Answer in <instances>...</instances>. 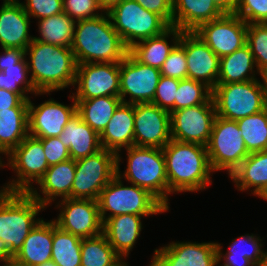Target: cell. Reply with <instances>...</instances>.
Returning <instances> with one entry per match:
<instances>
[{"label":"cell","mask_w":267,"mask_h":266,"mask_svg":"<svg viewBox=\"0 0 267 266\" xmlns=\"http://www.w3.org/2000/svg\"><path fill=\"white\" fill-rule=\"evenodd\" d=\"M114 266H129L124 258H121Z\"/></svg>","instance_id":"obj_54"},{"label":"cell","mask_w":267,"mask_h":266,"mask_svg":"<svg viewBox=\"0 0 267 266\" xmlns=\"http://www.w3.org/2000/svg\"><path fill=\"white\" fill-rule=\"evenodd\" d=\"M75 170L76 162L73 159L49 166L37 183L39 188L33 187L29 194L45 208L56 201L57 197H60L59 200L70 198Z\"/></svg>","instance_id":"obj_21"},{"label":"cell","mask_w":267,"mask_h":266,"mask_svg":"<svg viewBox=\"0 0 267 266\" xmlns=\"http://www.w3.org/2000/svg\"><path fill=\"white\" fill-rule=\"evenodd\" d=\"M59 138L69 149L73 160L93 155L102 149L100 135L84 122L78 113L68 121Z\"/></svg>","instance_id":"obj_27"},{"label":"cell","mask_w":267,"mask_h":266,"mask_svg":"<svg viewBox=\"0 0 267 266\" xmlns=\"http://www.w3.org/2000/svg\"><path fill=\"white\" fill-rule=\"evenodd\" d=\"M234 14L247 24L267 23V0H238Z\"/></svg>","instance_id":"obj_43"},{"label":"cell","mask_w":267,"mask_h":266,"mask_svg":"<svg viewBox=\"0 0 267 266\" xmlns=\"http://www.w3.org/2000/svg\"><path fill=\"white\" fill-rule=\"evenodd\" d=\"M3 3L18 4L21 3L20 0H3Z\"/></svg>","instance_id":"obj_58"},{"label":"cell","mask_w":267,"mask_h":266,"mask_svg":"<svg viewBox=\"0 0 267 266\" xmlns=\"http://www.w3.org/2000/svg\"><path fill=\"white\" fill-rule=\"evenodd\" d=\"M0 53V71H4L10 66H15L25 57V50L17 48H2Z\"/></svg>","instance_id":"obj_49"},{"label":"cell","mask_w":267,"mask_h":266,"mask_svg":"<svg viewBox=\"0 0 267 266\" xmlns=\"http://www.w3.org/2000/svg\"><path fill=\"white\" fill-rule=\"evenodd\" d=\"M184 31L170 26L161 35L135 43L129 53L140 63L160 69L170 52L179 43ZM171 38V43L167 40Z\"/></svg>","instance_id":"obj_28"},{"label":"cell","mask_w":267,"mask_h":266,"mask_svg":"<svg viewBox=\"0 0 267 266\" xmlns=\"http://www.w3.org/2000/svg\"><path fill=\"white\" fill-rule=\"evenodd\" d=\"M28 135V107H14L0 112V150L6 155Z\"/></svg>","instance_id":"obj_32"},{"label":"cell","mask_w":267,"mask_h":266,"mask_svg":"<svg viewBox=\"0 0 267 266\" xmlns=\"http://www.w3.org/2000/svg\"><path fill=\"white\" fill-rule=\"evenodd\" d=\"M122 181L116 174L100 192L97 202L102 222L120 214L148 217L169 211L148 190L132 183L124 186Z\"/></svg>","instance_id":"obj_6"},{"label":"cell","mask_w":267,"mask_h":266,"mask_svg":"<svg viewBox=\"0 0 267 266\" xmlns=\"http://www.w3.org/2000/svg\"><path fill=\"white\" fill-rule=\"evenodd\" d=\"M260 77H261V81H262V84H263V88H264V92H265V97H266V102H267V70L263 71L261 74H260Z\"/></svg>","instance_id":"obj_53"},{"label":"cell","mask_w":267,"mask_h":266,"mask_svg":"<svg viewBox=\"0 0 267 266\" xmlns=\"http://www.w3.org/2000/svg\"><path fill=\"white\" fill-rule=\"evenodd\" d=\"M77 113L99 135L111 120L114 111L122 102L117 96H102L89 100H75Z\"/></svg>","instance_id":"obj_33"},{"label":"cell","mask_w":267,"mask_h":266,"mask_svg":"<svg viewBox=\"0 0 267 266\" xmlns=\"http://www.w3.org/2000/svg\"><path fill=\"white\" fill-rule=\"evenodd\" d=\"M212 1L224 14L234 13L238 5V0H212Z\"/></svg>","instance_id":"obj_50"},{"label":"cell","mask_w":267,"mask_h":266,"mask_svg":"<svg viewBox=\"0 0 267 266\" xmlns=\"http://www.w3.org/2000/svg\"><path fill=\"white\" fill-rule=\"evenodd\" d=\"M161 75L178 80L187 79V60L184 48L178 43L160 68Z\"/></svg>","instance_id":"obj_44"},{"label":"cell","mask_w":267,"mask_h":266,"mask_svg":"<svg viewBox=\"0 0 267 266\" xmlns=\"http://www.w3.org/2000/svg\"><path fill=\"white\" fill-rule=\"evenodd\" d=\"M31 17L21 3H3L0 7V44L1 48L26 50L34 39L29 34Z\"/></svg>","instance_id":"obj_23"},{"label":"cell","mask_w":267,"mask_h":266,"mask_svg":"<svg viewBox=\"0 0 267 266\" xmlns=\"http://www.w3.org/2000/svg\"><path fill=\"white\" fill-rule=\"evenodd\" d=\"M82 238L61 230L53 220L51 260L58 266H81Z\"/></svg>","instance_id":"obj_35"},{"label":"cell","mask_w":267,"mask_h":266,"mask_svg":"<svg viewBox=\"0 0 267 266\" xmlns=\"http://www.w3.org/2000/svg\"><path fill=\"white\" fill-rule=\"evenodd\" d=\"M247 44L251 49L257 70H267V23L247 24Z\"/></svg>","instance_id":"obj_40"},{"label":"cell","mask_w":267,"mask_h":266,"mask_svg":"<svg viewBox=\"0 0 267 266\" xmlns=\"http://www.w3.org/2000/svg\"><path fill=\"white\" fill-rule=\"evenodd\" d=\"M29 100H24L18 93L0 89V112L14 107H28Z\"/></svg>","instance_id":"obj_48"},{"label":"cell","mask_w":267,"mask_h":266,"mask_svg":"<svg viewBox=\"0 0 267 266\" xmlns=\"http://www.w3.org/2000/svg\"><path fill=\"white\" fill-rule=\"evenodd\" d=\"M75 23L66 13L39 19L38 32L41 37L35 36L34 40L71 48Z\"/></svg>","instance_id":"obj_34"},{"label":"cell","mask_w":267,"mask_h":266,"mask_svg":"<svg viewBox=\"0 0 267 266\" xmlns=\"http://www.w3.org/2000/svg\"><path fill=\"white\" fill-rule=\"evenodd\" d=\"M53 242V219L43 218L30 231L23 242L22 248L13 260L25 266H38L51 260Z\"/></svg>","instance_id":"obj_25"},{"label":"cell","mask_w":267,"mask_h":266,"mask_svg":"<svg viewBox=\"0 0 267 266\" xmlns=\"http://www.w3.org/2000/svg\"><path fill=\"white\" fill-rule=\"evenodd\" d=\"M97 1L103 12L107 13L117 4H119L122 0H97Z\"/></svg>","instance_id":"obj_52"},{"label":"cell","mask_w":267,"mask_h":266,"mask_svg":"<svg viewBox=\"0 0 267 266\" xmlns=\"http://www.w3.org/2000/svg\"><path fill=\"white\" fill-rule=\"evenodd\" d=\"M2 154V156L4 155L5 157L7 156L2 150H0V155ZM2 156H0V168H4L6 167L4 160L2 159Z\"/></svg>","instance_id":"obj_55"},{"label":"cell","mask_w":267,"mask_h":266,"mask_svg":"<svg viewBox=\"0 0 267 266\" xmlns=\"http://www.w3.org/2000/svg\"><path fill=\"white\" fill-rule=\"evenodd\" d=\"M73 87L75 100L120 97V62L78 64Z\"/></svg>","instance_id":"obj_12"},{"label":"cell","mask_w":267,"mask_h":266,"mask_svg":"<svg viewBox=\"0 0 267 266\" xmlns=\"http://www.w3.org/2000/svg\"><path fill=\"white\" fill-rule=\"evenodd\" d=\"M120 259L103 233L82 238L81 266H114Z\"/></svg>","instance_id":"obj_36"},{"label":"cell","mask_w":267,"mask_h":266,"mask_svg":"<svg viewBox=\"0 0 267 266\" xmlns=\"http://www.w3.org/2000/svg\"><path fill=\"white\" fill-rule=\"evenodd\" d=\"M194 33L219 58L233 53L247 43V23L234 13L202 23Z\"/></svg>","instance_id":"obj_16"},{"label":"cell","mask_w":267,"mask_h":266,"mask_svg":"<svg viewBox=\"0 0 267 266\" xmlns=\"http://www.w3.org/2000/svg\"><path fill=\"white\" fill-rule=\"evenodd\" d=\"M224 15L212 0H173V26L194 32L202 23Z\"/></svg>","instance_id":"obj_29"},{"label":"cell","mask_w":267,"mask_h":266,"mask_svg":"<svg viewBox=\"0 0 267 266\" xmlns=\"http://www.w3.org/2000/svg\"><path fill=\"white\" fill-rule=\"evenodd\" d=\"M214 103H204L170 112L171 139L208 144L216 117Z\"/></svg>","instance_id":"obj_15"},{"label":"cell","mask_w":267,"mask_h":266,"mask_svg":"<svg viewBox=\"0 0 267 266\" xmlns=\"http://www.w3.org/2000/svg\"><path fill=\"white\" fill-rule=\"evenodd\" d=\"M134 145L164 148L171 140L170 112L152 103L134 104Z\"/></svg>","instance_id":"obj_17"},{"label":"cell","mask_w":267,"mask_h":266,"mask_svg":"<svg viewBox=\"0 0 267 266\" xmlns=\"http://www.w3.org/2000/svg\"><path fill=\"white\" fill-rule=\"evenodd\" d=\"M127 152V167L120 171L117 164V175L129 183L148 190L168 210V178L162 148L131 146L125 148Z\"/></svg>","instance_id":"obj_5"},{"label":"cell","mask_w":267,"mask_h":266,"mask_svg":"<svg viewBox=\"0 0 267 266\" xmlns=\"http://www.w3.org/2000/svg\"><path fill=\"white\" fill-rule=\"evenodd\" d=\"M25 1L21 2L23 9L30 17L37 20L63 13V0Z\"/></svg>","instance_id":"obj_45"},{"label":"cell","mask_w":267,"mask_h":266,"mask_svg":"<svg viewBox=\"0 0 267 266\" xmlns=\"http://www.w3.org/2000/svg\"><path fill=\"white\" fill-rule=\"evenodd\" d=\"M263 239L255 234H244L236 239H232L229 250L222 251V245L217 242L218 266H257L264 258L267 250H264Z\"/></svg>","instance_id":"obj_30"},{"label":"cell","mask_w":267,"mask_h":266,"mask_svg":"<svg viewBox=\"0 0 267 266\" xmlns=\"http://www.w3.org/2000/svg\"><path fill=\"white\" fill-rule=\"evenodd\" d=\"M206 148L213 172L227 170L228 177L249 156L237 122L219 116L215 117Z\"/></svg>","instance_id":"obj_9"},{"label":"cell","mask_w":267,"mask_h":266,"mask_svg":"<svg viewBox=\"0 0 267 266\" xmlns=\"http://www.w3.org/2000/svg\"><path fill=\"white\" fill-rule=\"evenodd\" d=\"M160 69L144 65L129 52L120 62V98L123 103H152L161 77ZM129 100L126 99L128 96Z\"/></svg>","instance_id":"obj_14"},{"label":"cell","mask_w":267,"mask_h":266,"mask_svg":"<svg viewBox=\"0 0 267 266\" xmlns=\"http://www.w3.org/2000/svg\"><path fill=\"white\" fill-rule=\"evenodd\" d=\"M162 150L168 178V196L179 192L197 193L211 185L214 172L206 146L171 139Z\"/></svg>","instance_id":"obj_1"},{"label":"cell","mask_w":267,"mask_h":266,"mask_svg":"<svg viewBox=\"0 0 267 266\" xmlns=\"http://www.w3.org/2000/svg\"><path fill=\"white\" fill-rule=\"evenodd\" d=\"M28 76L29 70L26 58L24 57L15 66H10L3 72L0 71V89L18 93L24 100L30 99L28 93H33L35 96H41L42 94L51 95L50 92H37Z\"/></svg>","instance_id":"obj_38"},{"label":"cell","mask_w":267,"mask_h":266,"mask_svg":"<svg viewBox=\"0 0 267 266\" xmlns=\"http://www.w3.org/2000/svg\"><path fill=\"white\" fill-rule=\"evenodd\" d=\"M179 44L185 50L187 78L213 89L217 85L220 58L194 32H183Z\"/></svg>","instance_id":"obj_20"},{"label":"cell","mask_w":267,"mask_h":266,"mask_svg":"<svg viewBox=\"0 0 267 266\" xmlns=\"http://www.w3.org/2000/svg\"><path fill=\"white\" fill-rule=\"evenodd\" d=\"M7 166L16 173L0 188V194L7 192H29L49 168L42 142L28 135L7 155Z\"/></svg>","instance_id":"obj_10"},{"label":"cell","mask_w":267,"mask_h":266,"mask_svg":"<svg viewBox=\"0 0 267 266\" xmlns=\"http://www.w3.org/2000/svg\"><path fill=\"white\" fill-rule=\"evenodd\" d=\"M257 266H267V251L265 253L264 258L258 263Z\"/></svg>","instance_id":"obj_56"},{"label":"cell","mask_w":267,"mask_h":266,"mask_svg":"<svg viewBox=\"0 0 267 266\" xmlns=\"http://www.w3.org/2000/svg\"><path fill=\"white\" fill-rule=\"evenodd\" d=\"M69 98L72 100V104L69 105L51 98L36 106L30 97L28 105L29 135L35 138L59 137L65 125L77 113V104L73 95H70Z\"/></svg>","instance_id":"obj_19"},{"label":"cell","mask_w":267,"mask_h":266,"mask_svg":"<svg viewBox=\"0 0 267 266\" xmlns=\"http://www.w3.org/2000/svg\"><path fill=\"white\" fill-rule=\"evenodd\" d=\"M56 204L55 208L60 209V213L53 220L61 230L80 238L95 237L103 233L97 200L65 198Z\"/></svg>","instance_id":"obj_13"},{"label":"cell","mask_w":267,"mask_h":266,"mask_svg":"<svg viewBox=\"0 0 267 266\" xmlns=\"http://www.w3.org/2000/svg\"><path fill=\"white\" fill-rule=\"evenodd\" d=\"M204 103H214L210 87L193 79L179 80L175 99V111Z\"/></svg>","instance_id":"obj_39"},{"label":"cell","mask_w":267,"mask_h":266,"mask_svg":"<svg viewBox=\"0 0 267 266\" xmlns=\"http://www.w3.org/2000/svg\"><path fill=\"white\" fill-rule=\"evenodd\" d=\"M25 58L37 92H53L74 85L78 64L71 48L33 39L25 50Z\"/></svg>","instance_id":"obj_2"},{"label":"cell","mask_w":267,"mask_h":266,"mask_svg":"<svg viewBox=\"0 0 267 266\" xmlns=\"http://www.w3.org/2000/svg\"><path fill=\"white\" fill-rule=\"evenodd\" d=\"M236 122L249 154L267 150V108Z\"/></svg>","instance_id":"obj_37"},{"label":"cell","mask_w":267,"mask_h":266,"mask_svg":"<svg viewBox=\"0 0 267 266\" xmlns=\"http://www.w3.org/2000/svg\"><path fill=\"white\" fill-rule=\"evenodd\" d=\"M134 126V104L121 102L100 134L101 147L117 154V164L121 151L134 145Z\"/></svg>","instance_id":"obj_22"},{"label":"cell","mask_w":267,"mask_h":266,"mask_svg":"<svg viewBox=\"0 0 267 266\" xmlns=\"http://www.w3.org/2000/svg\"><path fill=\"white\" fill-rule=\"evenodd\" d=\"M8 266H25V265L19 264V263L15 262L14 260H12L8 263Z\"/></svg>","instance_id":"obj_59"},{"label":"cell","mask_w":267,"mask_h":266,"mask_svg":"<svg viewBox=\"0 0 267 266\" xmlns=\"http://www.w3.org/2000/svg\"><path fill=\"white\" fill-rule=\"evenodd\" d=\"M238 191L267 198V150L250 153L230 176ZM252 187V188H251Z\"/></svg>","instance_id":"obj_26"},{"label":"cell","mask_w":267,"mask_h":266,"mask_svg":"<svg viewBox=\"0 0 267 266\" xmlns=\"http://www.w3.org/2000/svg\"><path fill=\"white\" fill-rule=\"evenodd\" d=\"M75 162V178L70 198L97 200L101 190L117 174V154L102 148Z\"/></svg>","instance_id":"obj_11"},{"label":"cell","mask_w":267,"mask_h":266,"mask_svg":"<svg viewBox=\"0 0 267 266\" xmlns=\"http://www.w3.org/2000/svg\"><path fill=\"white\" fill-rule=\"evenodd\" d=\"M113 28L129 49L135 43L161 35L170 26L135 0H122L107 12Z\"/></svg>","instance_id":"obj_8"},{"label":"cell","mask_w":267,"mask_h":266,"mask_svg":"<svg viewBox=\"0 0 267 266\" xmlns=\"http://www.w3.org/2000/svg\"><path fill=\"white\" fill-rule=\"evenodd\" d=\"M179 80L162 75L156 88L152 104L168 112L175 111V99Z\"/></svg>","instance_id":"obj_41"},{"label":"cell","mask_w":267,"mask_h":266,"mask_svg":"<svg viewBox=\"0 0 267 266\" xmlns=\"http://www.w3.org/2000/svg\"><path fill=\"white\" fill-rule=\"evenodd\" d=\"M255 67L253 54L246 43L233 53L220 58L217 84L241 83L259 79L256 78V74L261 73Z\"/></svg>","instance_id":"obj_31"},{"label":"cell","mask_w":267,"mask_h":266,"mask_svg":"<svg viewBox=\"0 0 267 266\" xmlns=\"http://www.w3.org/2000/svg\"><path fill=\"white\" fill-rule=\"evenodd\" d=\"M216 115L237 121L267 108L262 81L217 84L212 89Z\"/></svg>","instance_id":"obj_7"},{"label":"cell","mask_w":267,"mask_h":266,"mask_svg":"<svg viewBox=\"0 0 267 266\" xmlns=\"http://www.w3.org/2000/svg\"><path fill=\"white\" fill-rule=\"evenodd\" d=\"M71 50L77 64L121 62L129 51L105 12L76 21Z\"/></svg>","instance_id":"obj_3"},{"label":"cell","mask_w":267,"mask_h":266,"mask_svg":"<svg viewBox=\"0 0 267 266\" xmlns=\"http://www.w3.org/2000/svg\"><path fill=\"white\" fill-rule=\"evenodd\" d=\"M45 209L29 192L0 194V239L13 256L41 220L38 213Z\"/></svg>","instance_id":"obj_4"},{"label":"cell","mask_w":267,"mask_h":266,"mask_svg":"<svg viewBox=\"0 0 267 266\" xmlns=\"http://www.w3.org/2000/svg\"><path fill=\"white\" fill-rule=\"evenodd\" d=\"M149 266H217V242H171L154 249Z\"/></svg>","instance_id":"obj_18"},{"label":"cell","mask_w":267,"mask_h":266,"mask_svg":"<svg viewBox=\"0 0 267 266\" xmlns=\"http://www.w3.org/2000/svg\"><path fill=\"white\" fill-rule=\"evenodd\" d=\"M144 9L159 15L169 26H173V0H135Z\"/></svg>","instance_id":"obj_47"},{"label":"cell","mask_w":267,"mask_h":266,"mask_svg":"<svg viewBox=\"0 0 267 266\" xmlns=\"http://www.w3.org/2000/svg\"><path fill=\"white\" fill-rule=\"evenodd\" d=\"M43 145L48 166H52L71 159L69 149L59 137L38 138Z\"/></svg>","instance_id":"obj_46"},{"label":"cell","mask_w":267,"mask_h":266,"mask_svg":"<svg viewBox=\"0 0 267 266\" xmlns=\"http://www.w3.org/2000/svg\"><path fill=\"white\" fill-rule=\"evenodd\" d=\"M144 216L120 214L107 218L103 222V234L115 252L126 259L138 240Z\"/></svg>","instance_id":"obj_24"},{"label":"cell","mask_w":267,"mask_h":266,"mask_svg":"<svg viewBox=\"0 0 267 266\" xmlns=\"http://www.w3.org/2000/svg\"><path fill=\"white\" fill-rule=\"evenodd\" d=\"M14 256L9 252L5 243L0 239V264L6 265L12 261Z\"/></svg>","instance_id":"obj_51"},{"label":"cell","mask_w":267,"mask_h":266,"mask_svg":"<svg viewBox=\"0 0 267 266\" xmlns=\"http://www.w3.org/2000/svg\"><path fill=\"white\" fill-rule=\"evenodd\" d=\"M38 266H58V265L55 264L52 260H50V261L42 263L41 265H38Z\"/></svg>","instance_id":"obj_57"},{"label":"cell","mask_w":267,"mask_h":266,"mask_svg":"<svg viewBox=\"0 0 267 266\" xmlns=\"http://www.w3.org/2000/svg\"><path fill=\"white\" fill-rule=\"evenodd\" d=\"M63 13L78 21L97 17L104 12L97 0H63Z\"/></svg>","instance_id":"obj_42"}]
</instances>
